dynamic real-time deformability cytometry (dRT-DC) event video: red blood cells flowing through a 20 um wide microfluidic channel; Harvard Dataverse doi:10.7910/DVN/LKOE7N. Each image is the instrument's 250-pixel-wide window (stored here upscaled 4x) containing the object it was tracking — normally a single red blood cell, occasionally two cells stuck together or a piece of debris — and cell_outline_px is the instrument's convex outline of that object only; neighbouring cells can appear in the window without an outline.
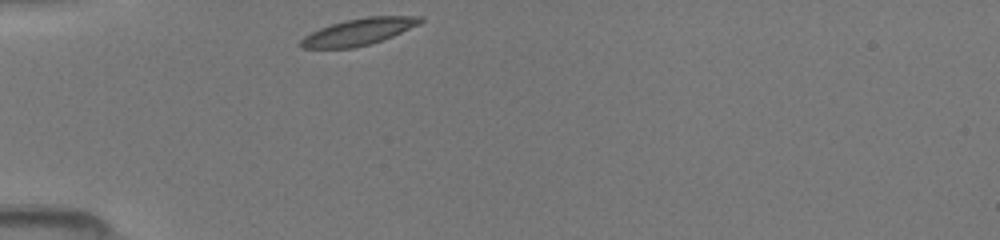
{"species": "common noctule bat (a hibernating species)", "species_latin": "Nyctalus noctula", "temperature_condition": "room temperature", "stored_images_in_passage": 29, "camera_frame_rate_fps": 3000, "um_per_image_px": 0.085, "animal": {"sex": "female", "body_mass_g": 19.5, "forearm_length_mm": 54.1}, "frame": {"image": 1, "passage_image": 1, "time_ms": 0.0, "image_size_px": [1000, 240], "cell_outline_px": [[424, 20], [420, 24], [384, 40], [352, 48], [300, 48], [300, 40], [304, 36], [320, 28], [344, 20], [368, 16], [424, 16]], "centroid_in_image_um": [30.52, 2.69], "position_along_channel_um": 54.5, "area_um2": 18.61}}
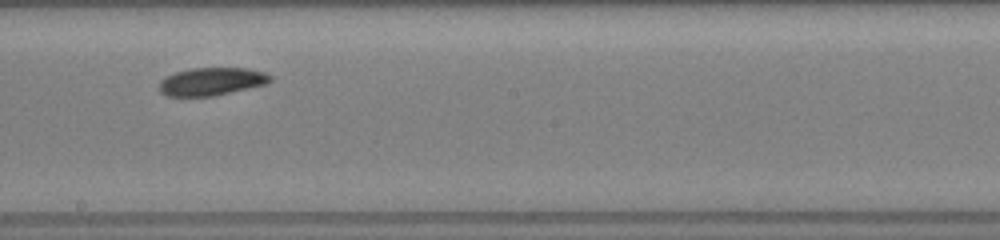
{"frame": {"image": 2, "passage_image": 15, "time_ms": 4.667, "image_size_px": [1000, 240], "cell_outline_px": [[272, 80], [264, 84], [248, 88], [212, 96], [164, 96], [156, 88], [160, 80], [176, 72], [192, 68], [248, 68], [264, 72], [272, 76]], "centroid_in_image_um": [17.93, 6.93], "position_along_channel_um": 230.3, "area_um2": 18.03}}
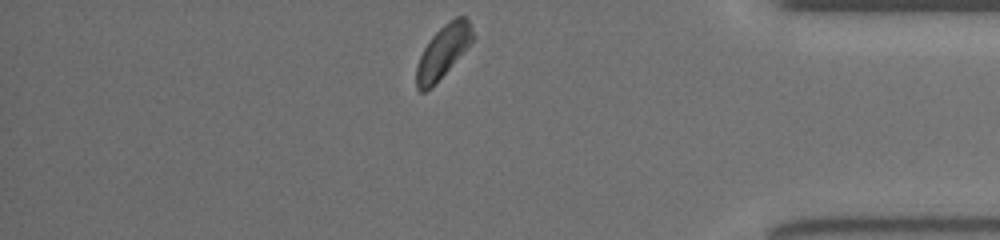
{"frame": {"image": 3, "passage_image": 29, "time_ms": 9.333, "image_size_px": [1000, 240], "cell_outline_px": [[476, 36], [432, 88], [424, 92], [420, 92], [416, 88], [416, 68], [420, 56], [424, 48], [432, 36], [444, 24], [456, 16], [464, 16], [468, 20]], "centroid_in_image_um": [37.64, 4.4], "position_along_channel_um": 397.6, "area_um2": 17.05}}